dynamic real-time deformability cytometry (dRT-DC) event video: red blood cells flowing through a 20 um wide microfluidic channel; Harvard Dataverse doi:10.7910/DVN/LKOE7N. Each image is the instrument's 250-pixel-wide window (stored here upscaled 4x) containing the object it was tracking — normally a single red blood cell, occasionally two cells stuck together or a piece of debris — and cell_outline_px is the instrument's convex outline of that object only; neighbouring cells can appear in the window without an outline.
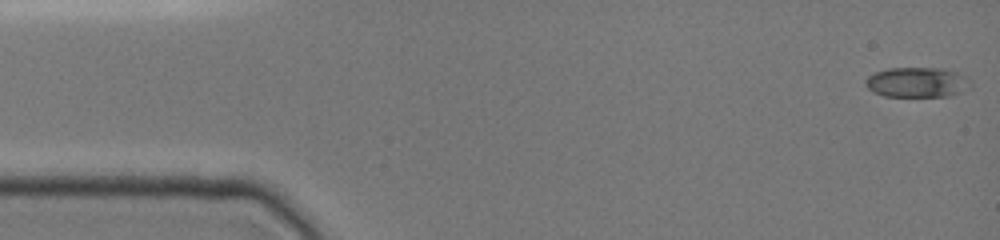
{"species": "common noctule bat (a hibernating species)", "species_latin": "Nyctalus noctula", "temperature_condition": "cold", "stored_images_in_passage": 49, "camera_frame_rate_fps": 3000, "um_per_image_px": 0.085, "animal": {"sex": "female", "body_mass_g": 19.0, "forearm_length_mm": 51.5}, "frame": {"image": 1, "passage_image": 1, "time_ms": 0.0, "image_size_px": [1000, 240], "cell_outline_px": [[972, 88], [948, 96], [884, 96], [872, 92], [864, 84], [864, 80], [868, 76], [876, 72], [888, 68], [944, 68], [956, 72], [964, 76], [972, 84]], "centroid_in_image_um": [77.94, 6.99], "position_along_channel_um": 7.1, "area_um2": 18.5}}
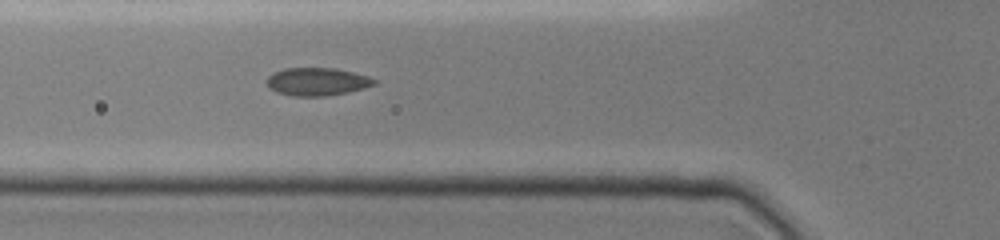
{"frame": {"image": 2, "passage_image": 17, "time_ms": 5.333, "image_size_px": [1000, 240], "cell_outline_px": [[376, 84], [364, 88], [348, 92], [324, 96], [292, 96], [276, 92], [268, 88], [264, 80], [272, 72], [284, 68], [336, 68], [368, 76], [376, 80]], "centroid_in_image_um": [26.89, 6.94], "position_along_channel_um": 98.9, "area_um2": 17.69}}
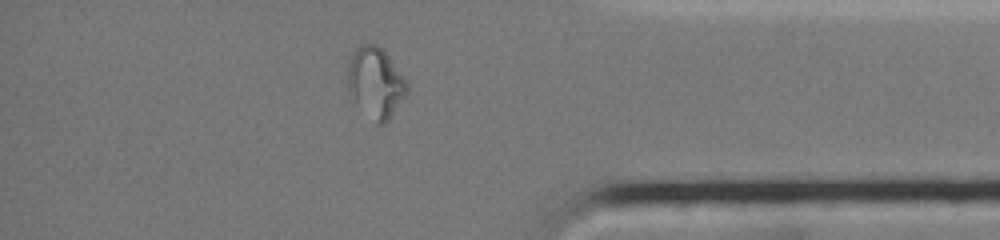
{"frame": {"image": 3, "passage_image": 42, "time_ms": 13.333, "image_size_px": [1000, 240], "cell_outline_px": [[408, 92], [388, 120], [384, 124], [376, 124], [356, 100], [348, 88], [348, 60], [356, 48], [360, 44], [376, 44], [384, 52], [408, 84]], "centroid_in_image_um": [31.92, 7.01], "position_along_channel_um": 403.3, "area_um2": 23.52}, "authors_computed_cell_mechanics": {"area_um2": 17.2822, "velocity_mm_per_s": 3.9302, "shape_relaxation_time_tau1_ms": null, "shape_relaxation_time_tau2_ms": 0.7247, "deformation_change_tau1": null, "deformation_change_tau2": 0.0504}}